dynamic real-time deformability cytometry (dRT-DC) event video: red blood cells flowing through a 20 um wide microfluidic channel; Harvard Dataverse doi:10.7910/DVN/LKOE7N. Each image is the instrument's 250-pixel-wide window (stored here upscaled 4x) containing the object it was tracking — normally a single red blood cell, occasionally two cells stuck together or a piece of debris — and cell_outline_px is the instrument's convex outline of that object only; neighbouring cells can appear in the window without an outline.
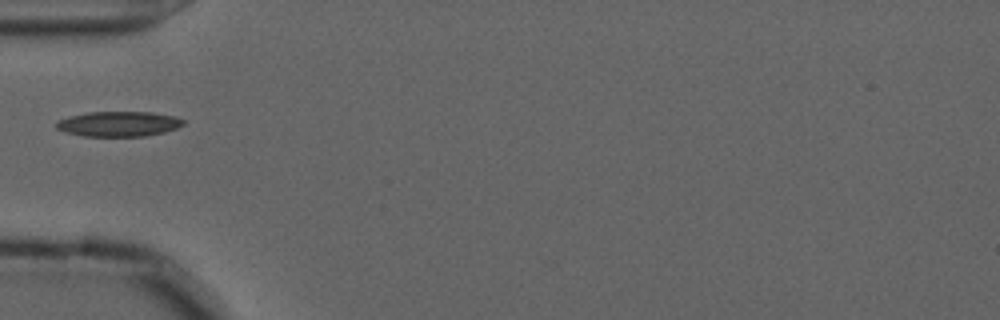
{"species": "common noctule bat (a hibernating species)", "species_latin": "Nyctalus noctula", "temperature_condition": "cold", "stored_images_in_passage": 29, "camera_frame_rate_fps": 3000, "um_per_image_px": 0.085, "animal": {"sex": "male", "forearm_length_mm": 52.5}, "frame": {"image": 1, "passage_image": 1, "time_ms": 0.0, "image_size_px": [1000, 320], "cell_outline_px": [[184, 124], [176, 128], [164, 132], [144, 136], [84, 136], [64, 132], [56, 128], [56, 120], [68, 116], [88, 112], [152, 112], [176, 116], [184, 120]], "centroid_in_image_um": [10.06, 10.52], "position_along_channel_um": 74.9, "area_um2": 18.67}}
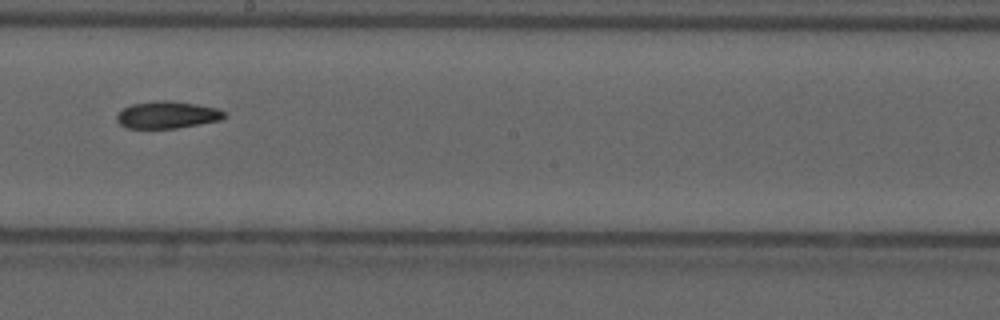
{"frame": {"image": 2, "passage_image": 14, "time_ms": 4.333, "image_size_px": [1000, 320], "cell_outline_px": [[228, 116], [220, 120], [176, 128], [124, 128], [116, 120], [116, 116], [124, 108], [132, 104], [160, 100], [168, 100], [196, 104], [216, 108], [224, 112]], "centroid_in_image_um": [14.21, 9.76], "position_along_channel_um": 234.0, "area_um2": 16.88}}
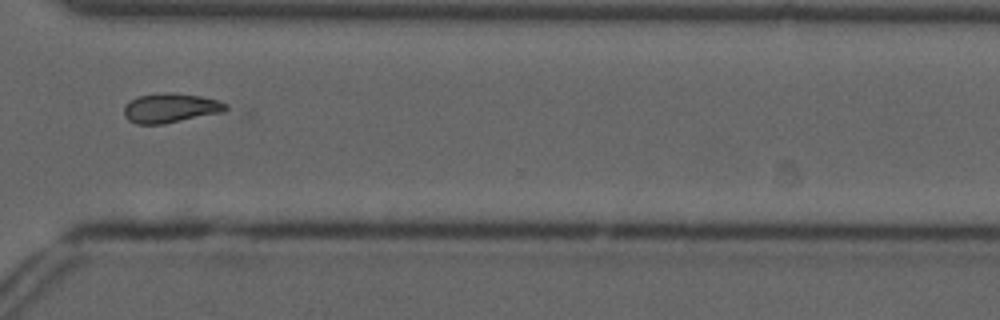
{"frame": {"image": 3, "passage_image": 24, "time_ms": 7.667, "image_size_px": [1000, 320], "cell_outline_px": [[228, 108], [224, 112], [164, 124], [136, 124], [128, 120], [124, 116], [124, 108], [136, 96], [160, 92], [172, 92], [200, 96], [216, 100], [228, 104]], "centroid_in_image_um": [14.5, 9.18], "position_along_channel_um": 356.1, "area_um2": 17.57}}